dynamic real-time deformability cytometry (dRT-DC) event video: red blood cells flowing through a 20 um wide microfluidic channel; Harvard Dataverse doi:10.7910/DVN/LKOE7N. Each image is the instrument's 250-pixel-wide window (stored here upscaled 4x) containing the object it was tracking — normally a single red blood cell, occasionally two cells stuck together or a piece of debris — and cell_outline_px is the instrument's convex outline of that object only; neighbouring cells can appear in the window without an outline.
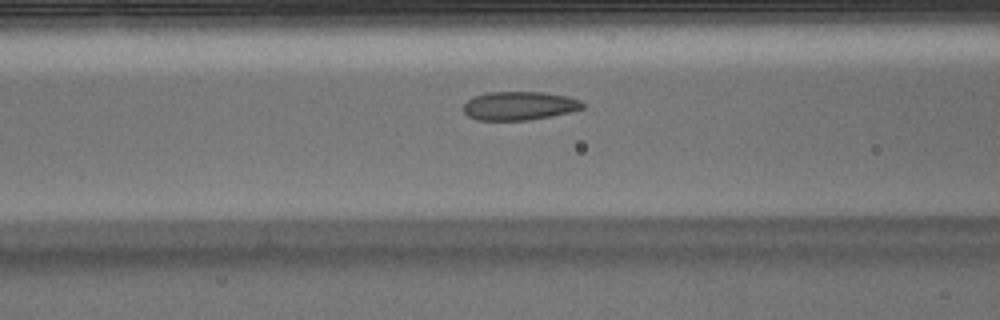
{"species": "Egyptian fruit bat (a non-hibernating species)", "species_latin": "Rousettus aegyptiacus", "temperature_condition": "warm", "stored_images_in_passage": 37, "camera_frame_rate_fps": 3000, "um_per_image_px": 0.085, "animal": {"sex": "male"}, "frame": {"image": 1, "passage_image": 13, "time_ms": 4.0, "image_size_px": [1000, 320], "cell_outline_px": [[584, 108], [552, 116], [528, 120], [476, 120], [468, 116], [464, 112], [464, 104], [472, 96], [488, 92], [544, 92], [568, 96], [580, 100], [584, 104]], "centroid_in_image_um": [44.13, 8.99], "position_along_channel_um": 122.5, "area_um2": 19.94}}
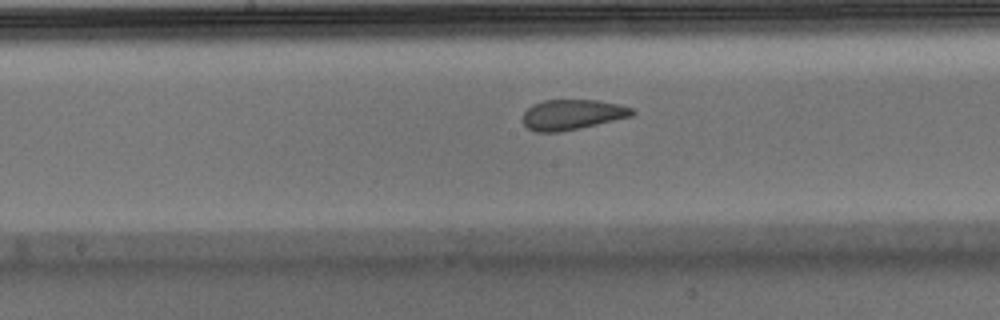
{"frame": {"image": 2, "passage_image": 19, "time_ms": 6.0, "image_size_px": [1000, 320], "cell_outline_px": [[636, 112], [632, 116], [580, 128], [560, 132], [536, 132], [528, 128], [524, 124], [524, 112], [532, 104], [544, 100], [596, 100], [620, 104], [632, 108]], "centroid_in_image_um": [48.65, 9.74], "position_along_channel_um": 199.6, "area_um2": 19.25}}
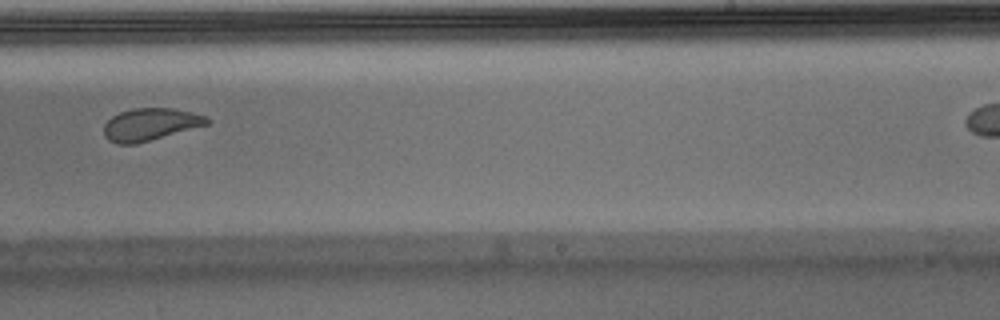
{"frame": {"image": 3, "passage_image": 25, "time_ms": 8.0, "image_size_px": [1000, 320], "cell_outline_px": [[212, 120], [208, 124], [136, 144], [116, 144], [108, 140], [104, 136], [104, 124], [112, 116], [120, 112], [132, 108], [172, 108], [192, 112], [208, 116]], "centroid_in_image_um": [12.77, 10.57], "position_along_channel_um": 276.2, "area_um2": 19.48}}